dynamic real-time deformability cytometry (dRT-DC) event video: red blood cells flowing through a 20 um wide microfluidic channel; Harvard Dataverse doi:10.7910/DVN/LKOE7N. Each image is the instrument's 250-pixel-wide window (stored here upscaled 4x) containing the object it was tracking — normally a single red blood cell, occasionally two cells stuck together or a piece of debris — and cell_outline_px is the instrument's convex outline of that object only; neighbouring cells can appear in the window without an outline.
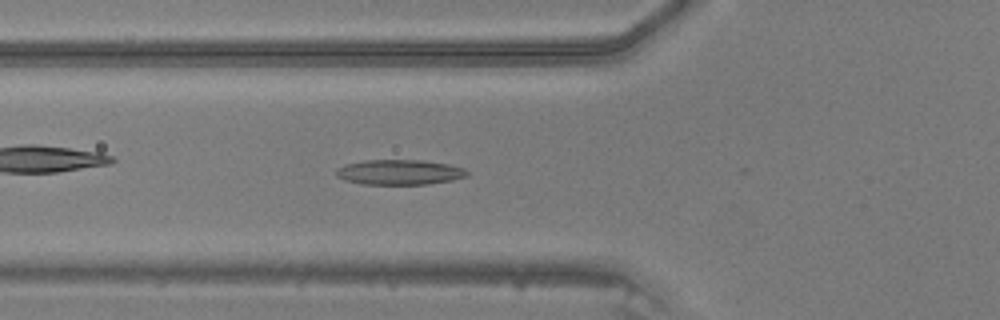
{"species": "common noctule bat (a hibernating species)", "species_latin": "Nyctalus noctula", "temperature_condition": "warm", "stored_images_in_passage": 46, "camera_frame_rate_fps": 3000, "um_per_image_px": 0.085, "animal": {"sex": "male", "body_mass_g": 20.5, "forearm_length_mm": 52.5}, "frame": {"image": 1, "passage_image": 17, "time_ms": 5.333, "image_size_px": [1000, 320], "cell_outline_px": [[468, 176], [452, 180], [428, 184], [364, 184], [344, 180], [336, 176], [336, 168], [344, 164], [364, 160], [420, 160], [448, 164], [464, 168], [468, 172]], "centroid_in_image_um": [33.93, 14.63], "position_along_channel_um": 91.9, "area_um2": 19.19}}
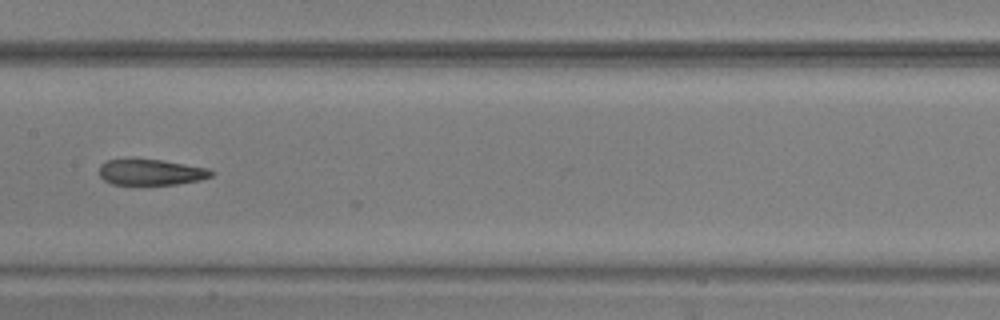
{"frame": {"image": 2, "passage_image": 24, "time_ms": 7.667, "image_size_px": [1000, 320], "cell_outline_px": [[216, 172], [212, 176], [200, 180], [176, 184], [112, 184], [104, 180], [100, 176], [100, 164], [108, 160], [160, 160], [208, 168]], "centroid_in_image_um": [12.87, 14.65], "position_along_channel_um": 194.5, "area_um2": 16.59}}
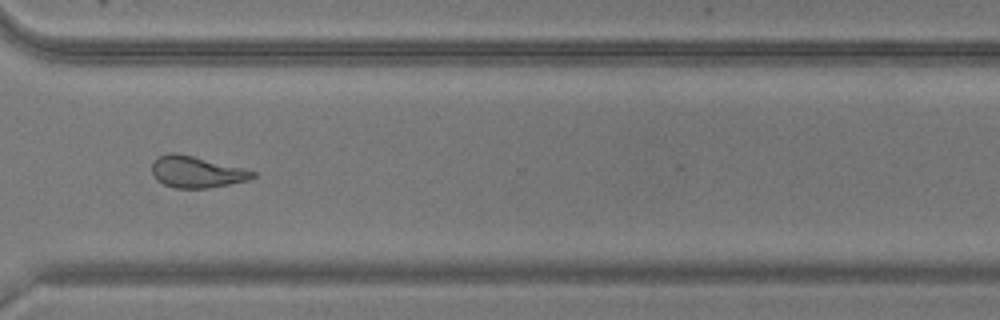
{"frame": {"image": 3, "passage_image": 35, "time_ms": 11.333, "image_size_px": [1000, 320], "cell_outline_px": [[256, 176], [248, 180], [208, 188], [176, 188], [164, 184], [156, 180], [152, 176], [152, 160], [156, 156], [168, 152], [176, 152], [244, 168], [256, 172]], "centroid_in_image_um": [16.65, 14.6], "position_along_channel_um": 353.9, "area_um2": 18.67}}